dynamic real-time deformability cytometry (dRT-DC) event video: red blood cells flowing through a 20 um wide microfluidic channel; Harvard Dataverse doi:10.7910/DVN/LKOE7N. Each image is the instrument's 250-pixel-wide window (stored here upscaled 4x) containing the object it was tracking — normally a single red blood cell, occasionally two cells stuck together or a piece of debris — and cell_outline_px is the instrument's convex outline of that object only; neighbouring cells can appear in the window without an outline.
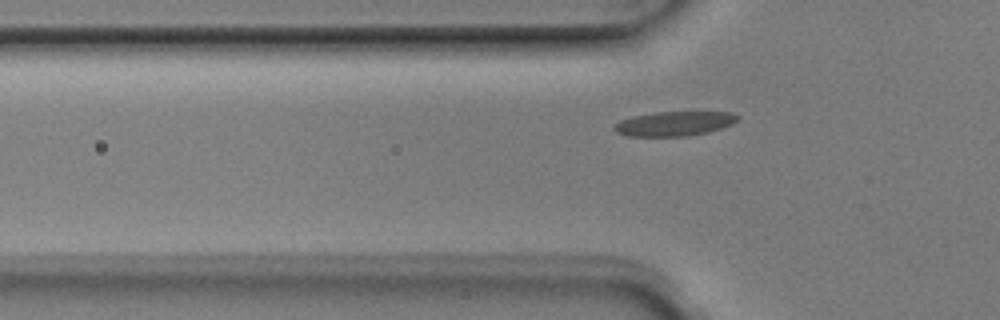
{"species": "Egyptian fruit bat (a non-hibernating species)", "species_latin": "Rousettus aegyptiacus", "temperature_condition": "room temperature", "stored_images_in_passage": 7, "segment_of_instrument_passage": [2, 2], "camera_frame_rate_fps": 3000, "um_per_image_px": 0.085, "animal": {"sex": "male"}, "frame": {"image": 1, "passage_image": 7, "time_ms": 2.0, "image_size_px": [1000, 320], "cell_outline_px": [[740, 116], [732, 124], [708, 132], [688, 136], [628, 136], [616, 132], [612, 128], [612, 124], [620, 120], [632, 116], [656, 112], [732, 112]], "centroid_in_image_um": [57.27, 10.51], "position_along_channel_um": 68.5, "area_um2": 17.69}}